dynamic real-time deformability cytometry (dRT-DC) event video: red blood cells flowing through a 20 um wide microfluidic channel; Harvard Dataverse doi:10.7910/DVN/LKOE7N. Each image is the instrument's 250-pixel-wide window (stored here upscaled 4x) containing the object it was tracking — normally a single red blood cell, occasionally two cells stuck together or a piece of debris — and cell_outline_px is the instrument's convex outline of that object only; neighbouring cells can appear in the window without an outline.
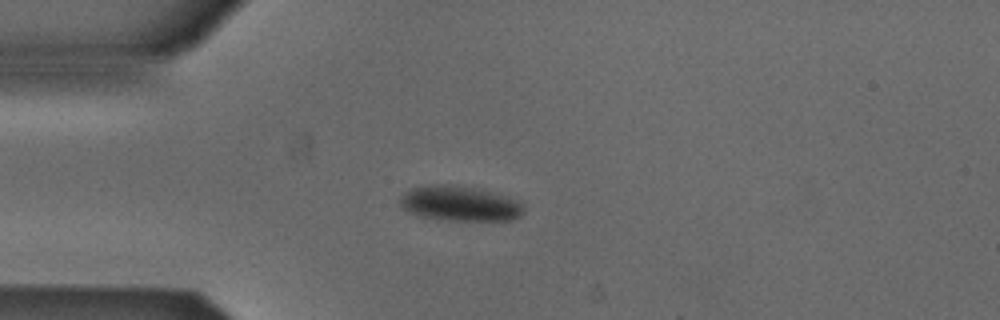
{"species": "Egyptian fruit bat (a non-hibernating species)", "species_latin": "Rousettus aegyptiacus", "temperature_condition": "cold", "stored_images_in_passage": 40, "camera_frame_rate_fps": 3000, "um_per_image_px": 0.085, "animal": {"sex": "male"}, "frame": {"image": 1, "passage_image": 5, "time_ms": 1.333, "image_size_px": [1000, 320], "cell_outline_px": [[524, 212], [520, 216], [512, 220], [448, 220], [416, 216], [400, 208], [400, 196], [404, 192], [412, 188], [428, 184], [448, 184], [480, 188], [516, 200], [524, 204]], "centroid_in_image_um": [39.04, 17.29], "position_along_channel_um": 46.0, "area_um2": 25.61}}
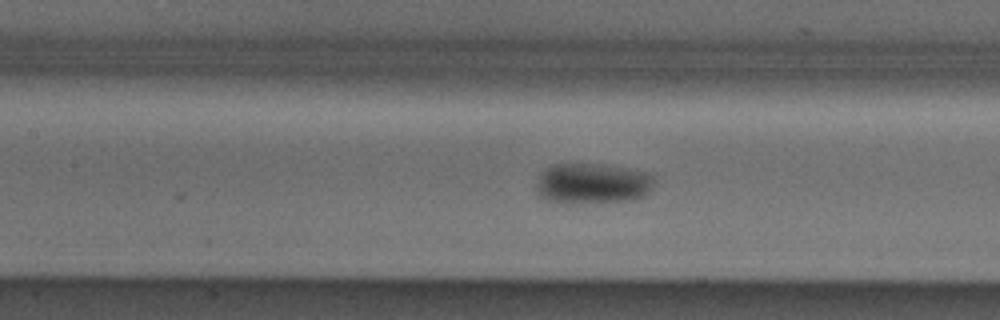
{"frame": {"image": 2, "passage_image": 15, "time_ms": 4.667, "image_size_px": [1000, 320], "cell_outline_px": [[652, 188], [644, 196], [628, 200], [576, 204], [548, 200], [540, 196], [536, 188], [536, 176], [552, 164], [596, 164], [648, 172], [652, 176]], "centroid_in_image_um": [50.3, 15.6], "position_along_channel_um": 157.1, "area_um2": 27.8}}
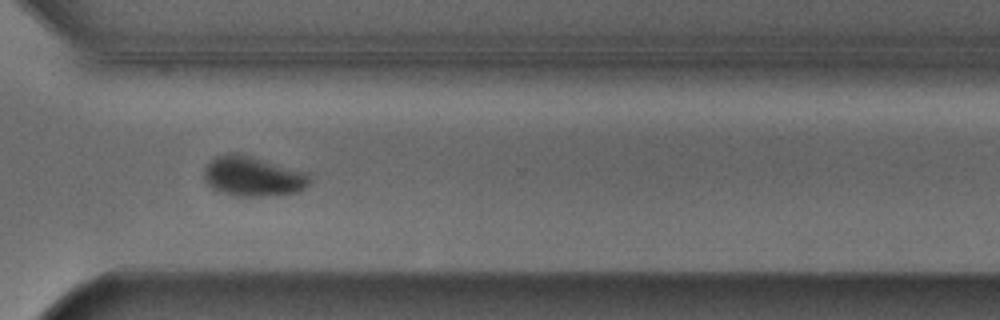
{"frame": {"image": 3, "passage_image": 30, "time_ms": 9.667, "image_size_px": [1000, 320], "cell_outline_px": [[312, 180], [304, 188], [296, 192], [268, 196], [236, 196], [220, 192], [212, 188], [204, 180], [204, 168], [216, 156], [228, 152], [236, 152], [252, 156], [308, 172], [312, 176]], "centroid_in_image_um": [21.51, 14.98], "position_along_channel_um": 349.1, "area_um2": 24.85}, "authors_computed_cell_mechanics": {"area_um2": 25.5765, "velocity_mm_per_s": 3.8396, "shape_relaxation_time_tau1_ms": 2.5559, "shape_relaxation_time_tau2_ms": 4.1952, "deformation_change_tau1": 0.08, "deformation_change_tau2": 0.0377}}